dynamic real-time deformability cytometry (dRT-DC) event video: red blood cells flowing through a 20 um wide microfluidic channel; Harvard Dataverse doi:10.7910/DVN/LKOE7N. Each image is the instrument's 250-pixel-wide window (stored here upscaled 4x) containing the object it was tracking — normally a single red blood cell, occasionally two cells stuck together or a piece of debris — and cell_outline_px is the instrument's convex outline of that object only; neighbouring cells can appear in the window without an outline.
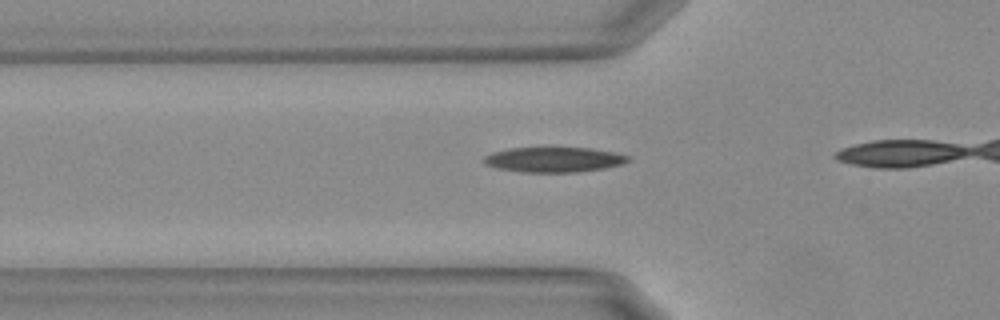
{"species": "Egyptian fruit bat (a non-hibernating species)", "species_latin": "Rousettus aegyptiacus", "temperature_condition": "warm", "stored_images_in_passage": 19, "camera_frame_rate_fps": 3000, "um_per_image_px": 0.085, "animal": {"sex": "female"}, "frame": {"image": 1, "passage_image": 11, "time_ms": 3.333, "image_size_px": [1000, 320], "cell_outline_px": [[628, 160], [620, 164], [604, 168], [576, 172], [520, 172], [496, 168], [484, 164], [484, 156], [492, 152], [508, 148], [592, 148], [616, 152], [628, 156]], "centroid_in_image_um": [47.03, 13.56], "position_along_channel_um": 78.8, "area_um2": 20.98}}